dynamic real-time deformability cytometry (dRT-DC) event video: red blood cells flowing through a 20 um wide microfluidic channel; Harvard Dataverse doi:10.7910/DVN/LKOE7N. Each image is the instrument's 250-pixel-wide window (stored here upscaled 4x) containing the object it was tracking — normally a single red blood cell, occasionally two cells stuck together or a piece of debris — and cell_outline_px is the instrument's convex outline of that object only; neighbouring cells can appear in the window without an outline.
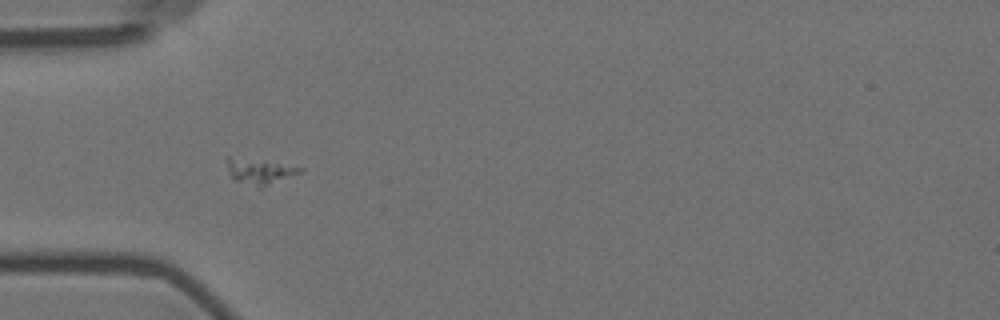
{"species": "Egyptian fruit bat (a non-hibernating species)", "species_latin": "Rousettus aegyptiacus", "temperature_condition": "room temperature", "stored_images_in_passage": 8, "camera_frame_rate_fps": 3000, "um_per_image_px": 0.085, "animal": {"sex": "female"}, "frame": {"image": 1, "passage_image": 2, "time_ms": 1.0, "image_size_px": [1000, 320], "cell_outline_px": [[304, 168], [300, 172], [264, 188], [260, 188], [236, 180], [228, 172], [228, 156]], "centroid_in_image_um": [22.06, 14.6], "position_along_channel_um": 62.9, "area_um2": 10.29}}
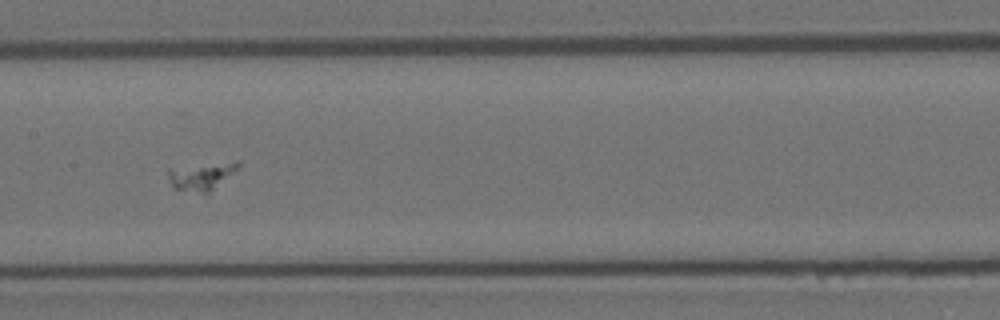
{"frame": {"image": 2, "passage_image": 5, "time_ms": 4.667, "image_size_px": [1000, 320], "cell_outline_px": [[240, 164], [236, 168], [208, 192], [200, 192], [176, 188], [172, 184], [168, 176], [168, 168], [236, 160], [240, 160]], "centroid_in_image_um": [17.1, 14.91], "position_along_channel_um": 190.3, "area_um2": 10.64}}
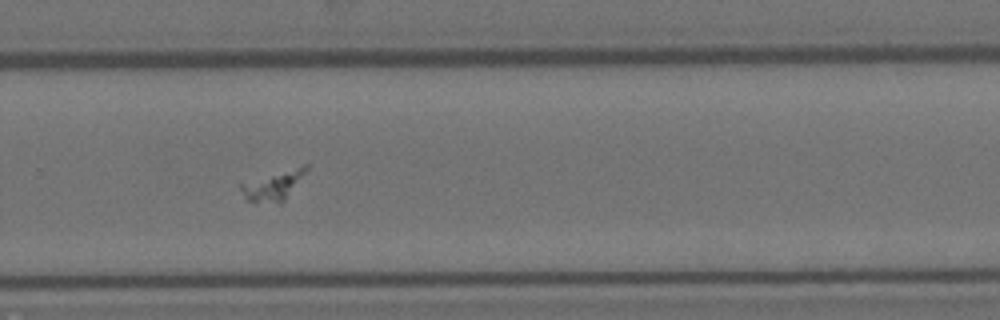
{"frame": {"image": 3, "passage_image": 8, "time_ms": 8.0, "image_size_px": [1000, 320], "cell_outline_px": [[308, 168], [284, 200], [280, 204], [248, 200], [244, 196], [240, 188], [240, 184], [304, 164], [308, 164]], "centroid_in_image_um": [23.24, 15.78], "position_along_channel_um": 306.6, "area_um2": 10.52}}